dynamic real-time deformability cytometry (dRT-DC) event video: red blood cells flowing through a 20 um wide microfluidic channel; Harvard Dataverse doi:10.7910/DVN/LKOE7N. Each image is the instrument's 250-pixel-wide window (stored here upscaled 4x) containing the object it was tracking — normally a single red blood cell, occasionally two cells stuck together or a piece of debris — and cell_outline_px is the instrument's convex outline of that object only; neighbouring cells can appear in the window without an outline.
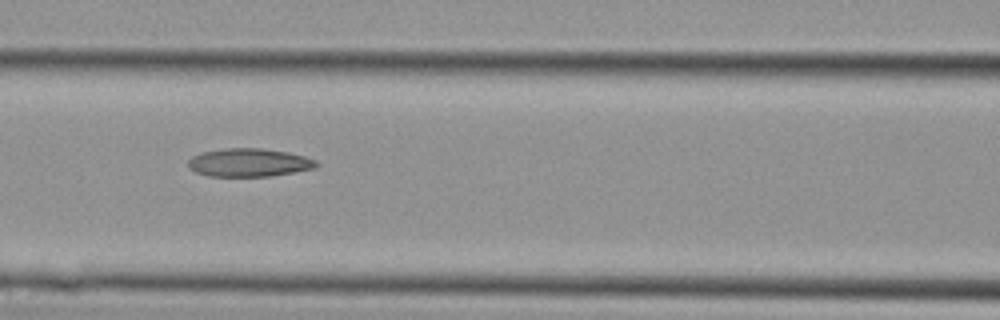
{"species": "Egyptian fruit bat (a non-hibernating species)", "species_latin": "Rousettus aegyptiacus", "temperature_condition": "cold", "stored_images_in_passage": 6, "camera_frame_rate_fps": 3000, "um_per_image_px": 0.085, "animal": {"sex": "female"}, "frame": {"image": 1, "passage_image": 5, "time_ms": 1.333, "image_size_px": [1000, 320], "cell_outline_px": [[320, 164], [316, 168], [296, 172], [272, 176], [208, 176], [196, 172], [188, 168], [188, 160], [192, 156], [204, 152], [224, 148], [260, 148], [288, 152], [304, 156], [316, 160]], "centroid_in_image_um": [21.19, 13.82], "position_along_channel_um": 145.4, "area_um2": 21.21}}